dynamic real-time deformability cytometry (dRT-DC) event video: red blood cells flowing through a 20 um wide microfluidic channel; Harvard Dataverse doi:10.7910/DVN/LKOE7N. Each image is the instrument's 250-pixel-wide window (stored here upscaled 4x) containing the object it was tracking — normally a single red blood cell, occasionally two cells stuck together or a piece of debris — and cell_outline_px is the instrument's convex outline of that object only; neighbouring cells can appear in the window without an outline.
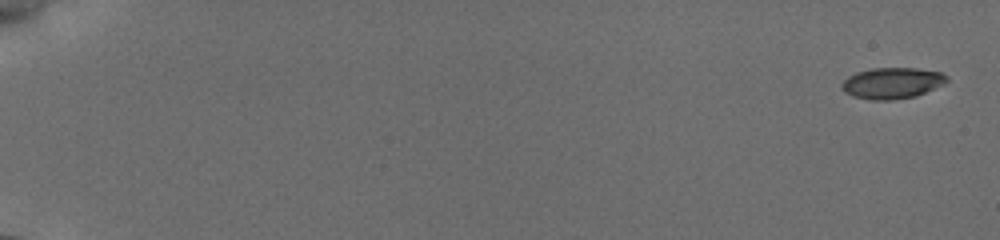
{"species": "common noctule bat (a hibernating species)", "species_latin": "Nyctalus noctula", "temperature_condition": "cold", "stored_images_in_passage": 50, "camera_frame_rate_fps": 3000, "um_per_image_px": 0.085, "animal": {"sex": "female", "body_mass_g": 19.5, "forearm_length_mm": 54.1}, "frame": {"image": 1, "passage_image": 1, "time_ms": 0.0, "image_size_px": [1000, 240], "cell_outline_px": [[948, 80], [944, 84], [916, 96], [888, 100], [872, 100], [852, 96], [844, 92], [840, 88], [840, 84], [848, 76], [856, 72], [872, 68], [916, 68], [940, 72], [948, 76]], "centroid_in_image_um": [75.8, 7.06], "position_along_channel_um": 9.2, "area_um2": 19.13}}
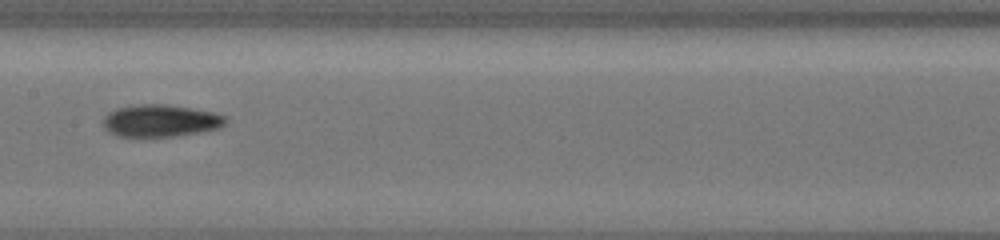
{"frame": {"image": 2, "passage_image": 28, "time_ms": 10.0, "image_size_px": [1000, 240], "cell_outline_px": [[228, 120], [220, 128], [200, 132], [176, 136], [116, 136], [108, 132], [104, 128], [104, 116], [108, 112], [116, 108], [140, 104], [168, 104], [192, 108], [212, 112], [224, 116]], "centroid_in_image_um": [13.63, 10.26], "position_along_channel_um": 193.8, "area_um2": 23.0}}
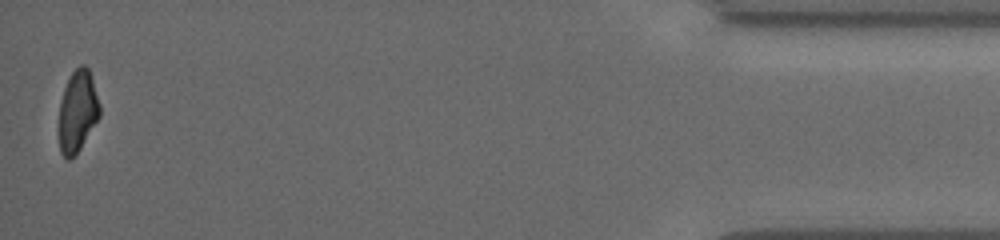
{"frame": {"image": 3, "passage_image": 50, "time_ms": 18.0, "image_size_px": [1000, 240], "cell_outline_px": [[100, 116], [80, 148], [68, 160], [60, 152], [60, 104], [64, 88], [72, 72], [80, 64], [84, 64], [88, 68], [100, 104]], "centroid_in_image_um": [6.61, 9.43], "position_along_channel_um": 428.6, "area_um2": 18.9}, "authors_computed_cell_mechanics": {"area_um2": 21.0681, "velocity_mm_per_s": 3.8514, "shape_relaxation_time_tau1_ms": 7.2279, "shape_relaxation_time_tau2_ms": 6.0347, "deformation_change_tau1": 0.1819, "deformation_change_tau2": 0.1103}}